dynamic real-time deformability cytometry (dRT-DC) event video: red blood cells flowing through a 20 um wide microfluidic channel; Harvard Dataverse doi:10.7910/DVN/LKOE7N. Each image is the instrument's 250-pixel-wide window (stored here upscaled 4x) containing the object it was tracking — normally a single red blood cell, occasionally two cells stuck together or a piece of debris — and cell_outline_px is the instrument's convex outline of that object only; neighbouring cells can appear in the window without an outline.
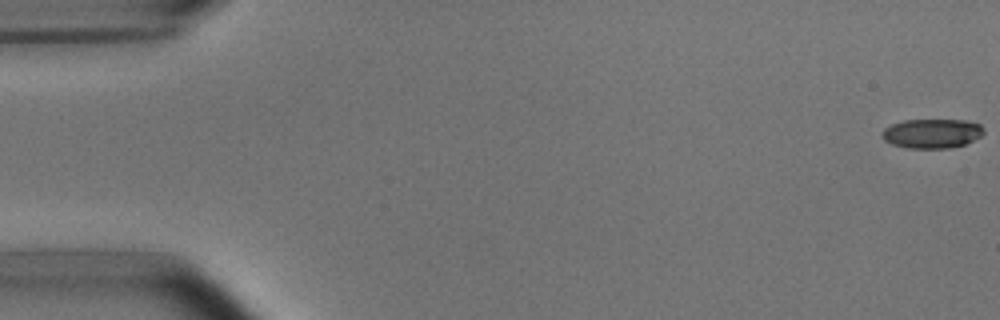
{"species": "common noctule bat (a hibernating species)", "species_latin": "Nyctalus noctula", "temperature_condition": "room temperature", "stored_images_in_passage": 53, "camera_frame_rate_fps": 3000, "um_per_image_px": 0.085, "animal": {"sex": "male", "body_mass_g": 15.6}, "frame": {"image": 1, "passage_image": 1, "time_ms": 0.0, "image_size_px": [1000, 320], "cell_outline_px": [[984, 132], [980, 136], [964, 144], [952, 148], [908, 148], [892, 144], [884, 140], [884, 128], [892, 124], [904, 120], [964, 120], [980, 124], [984, 128]], "centroid_in_image_um": [79.24, 11.34], "position_along_channel_um": 5.8, "area_um2": 17.22}}
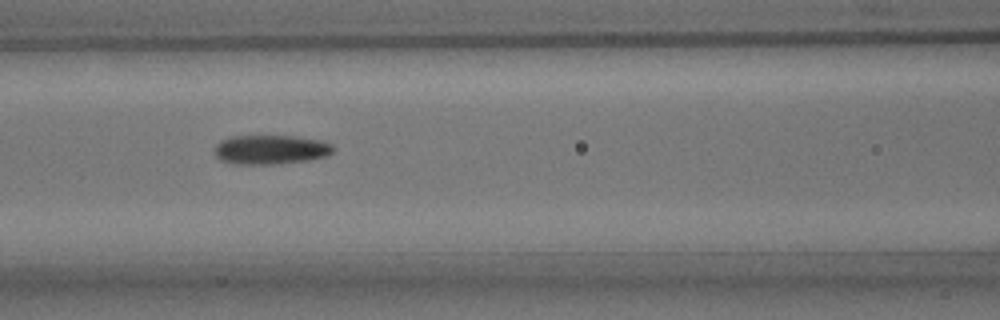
{"frame": {"image": 2, "passage_image": 23, "time_ms": 7.333, "image_size_px": [1000, 320], "cell_outline_px": [[336, 148], [328, 156], [308, 160], [272, 164], [236, 164], [220, 160], [216, 156], [216, 144], [220, 140], [232, 136], [292, 136], [320, 140], [332, 144]], "centroid_in_image_um": [23.03, 12.71], "position_along_channel_um": 143.6, "area_um2": 20.23}}
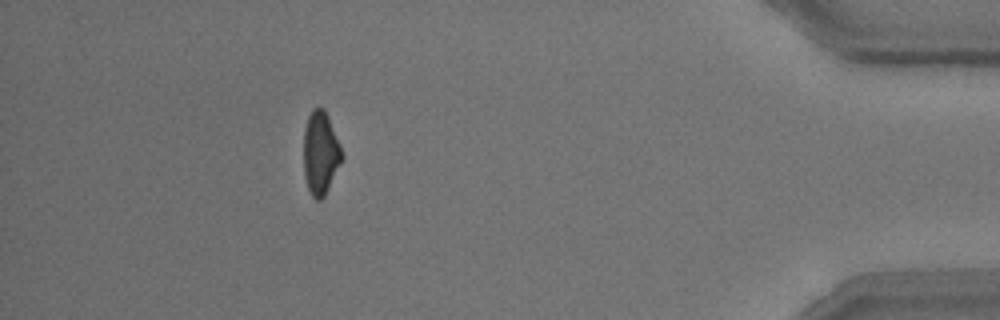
{"frame": {"image": 3, "passage_image": 48, "time_ms": 15.667, "image_size_px": [1000, 320], "cell_outline_px": [[344, 156], [324, 196], [320, 200], [316, 200], [312, 196], [308, 188], [304, 176], [304, 128], [308, 116], [312, 108], [324, 108], [328, 116]], "centroid_in_image_um": [27.23, 12.99], "position_along_channel_um": 408.0, "area_um2": 18.38}, "authors_computed_cell_mechanics": {"area_um2": 19.1896, "velocity_mm_per_s": 3.818, "shape_relaxation_time_tau1_ms": 2.893, "shape_relaxation_time_tau2_ms": 3.4839, "deformation_change_tau1": 0.1241, "deformation_change_tau2": 0.1203}}